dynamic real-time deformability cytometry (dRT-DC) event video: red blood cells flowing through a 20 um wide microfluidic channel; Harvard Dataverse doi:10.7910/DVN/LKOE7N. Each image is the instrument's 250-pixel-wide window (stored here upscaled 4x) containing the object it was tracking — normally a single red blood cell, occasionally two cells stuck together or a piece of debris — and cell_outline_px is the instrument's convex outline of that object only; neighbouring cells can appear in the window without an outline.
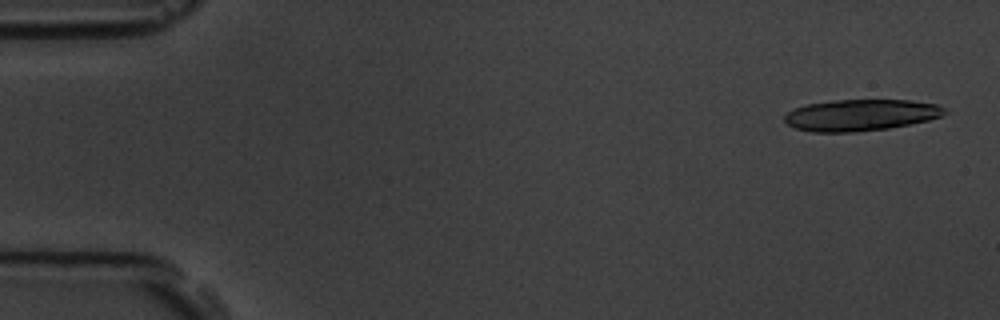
{"species": "common noctule bat (a hibernating species)", "species_latin": "Nyctalus noctula", "temperature_condition": "room temperature", "stored_images_in_passage": 6, "camera_frame_rate_fps": 3000, "um_per_image_px": 0.085, "animal": {"sex": "male", "body_mass_g": 19.5, "forearm_length_mm": 54.6}, "frame": {"image": 1, "passage_image": 1, "time_ms": 0.0, "image_size_px": [1000, 320], "cell_outline_px": [[948, 112], [940, 116], [928, 120], [888, 128], [852, 132], [812, 132], [796, 128], [788, 124], [784, 120], [784, 116], [792, 108], [804, 104], [836, 100], [912, 100], [940, 104]], "centroid_in_image_um": [73.15, 9.77], "position_along_channel_um": 11.8, "area_um2": 29.42}}